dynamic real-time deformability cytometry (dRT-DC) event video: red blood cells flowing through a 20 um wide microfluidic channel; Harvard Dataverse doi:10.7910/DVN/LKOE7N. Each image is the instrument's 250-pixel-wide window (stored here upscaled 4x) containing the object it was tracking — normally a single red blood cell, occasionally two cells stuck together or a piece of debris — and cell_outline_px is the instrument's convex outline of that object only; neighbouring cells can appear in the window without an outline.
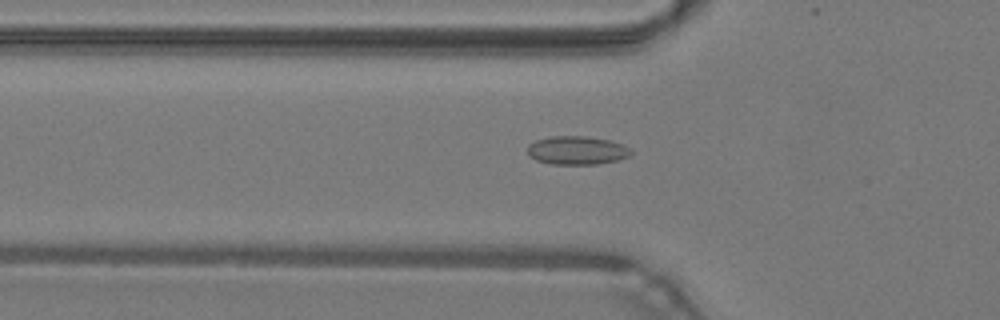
{"species": "common noctule bat (a hibernating species)", "species_latin": "Nyctalus noctula", "temperature_condition": "warm", "stored_images_in_passage": 48, "camera_frame_rate_fps": 3000, "um_per_image_px": 0.085, "animal": {"sex": "male", "body_mass_g": 19.2, "forearm_length_mm": 51.8}, "frame": {"image": 1, "passage_image": 16, "time_ms": 5.0, "image_size_px": [1000, 320], "cell_outline_px": [[632, 152], [628, 156], [616, 160], [596, 164], [552, 164], [536, 160], [528, 156], [528, 144], [536, 140], [552, 136], [588, 136], [608, 140], [620, 144], [628, 148]], "centroid_in_image_um": [48.98, 12.78], "position_along_channel_um": 76.8, "area_um2": 16.99}}
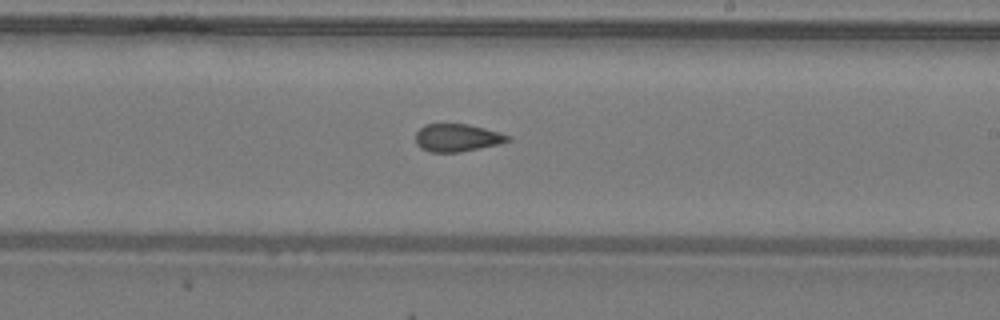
{"frame": {"image": 2, "passage_image": 28, "time_ms": 9.0, "image_size_px": [1000, 320], "cell_outline_px": [[512, 140], [500, 144], [460, 152], [432, 152], [420, 148], [416, 144], [416, 132], [424, 124], [468, 124], [484, 128], [512, 136]], "centroid_in_image_um": [38.87, 11.71], "position_along_channel_um": 250.1, "area_um2": 14.97}}
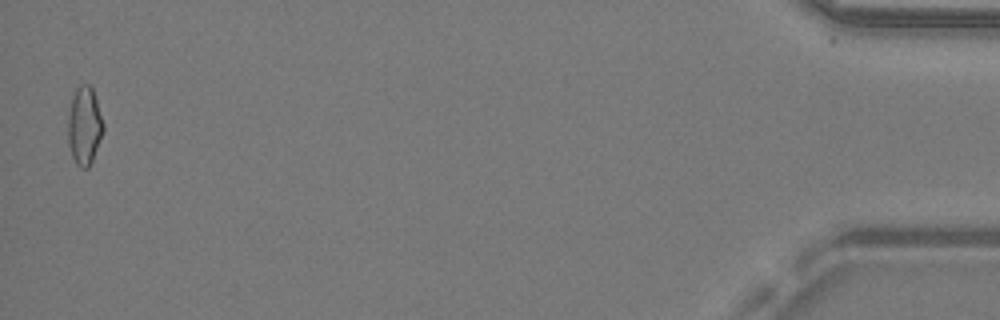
{"frame": {"image": 3, "passage_image": 47, "time_ms": 15.333, "image_size_px": [1000, 320], "cell_outline_px": [[104, 128], [92, 160], [88, 168], [80, 168], [76, 164], [72, 156], [68, 144], [68, 116], [72, 96], [76, 88], [80, 84], [88, 84], [92, 88], [104, 124]], "centroid_in_image_um": [7.16, 10.69], "position_along_channel_um": 428.0, "area_um2": 15.95}, "authors_computed_cell_mechanics": {"area_um2": 15.7794, "velocity_mm_per_s": 4.3051, "shape_relaxation_time_tau1_ms": null, "shape_relaxation_time_tau2_ms": 2.1611, "deformation_change_tau1": null, "deformation_change_tau2": 0.0855}}